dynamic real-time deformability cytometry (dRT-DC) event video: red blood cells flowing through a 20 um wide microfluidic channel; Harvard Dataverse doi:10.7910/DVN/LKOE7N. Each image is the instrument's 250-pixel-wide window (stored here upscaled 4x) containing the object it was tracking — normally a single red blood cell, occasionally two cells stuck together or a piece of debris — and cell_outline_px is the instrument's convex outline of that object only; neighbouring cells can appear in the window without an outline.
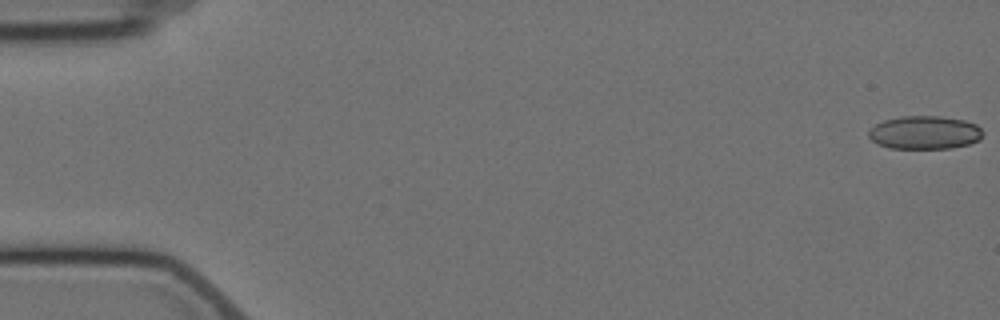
{"species": "Egyptian fruit bat (a non-hibernating species)", "species_latin": "Rousettus aegyptiacus", "temperature_condition": "cold", "stored_images_in_passage": 6, "segment_of_instrument_passage": [1, 2], "camera_frame_rate_fps": 3000, "um_per_image_px": 0.085, "animal": {"sex": "female"}, "frame": {"image": 1, "passage_image": 1, "time_ms": 0.0, "image_size_px": [1000, 320], "cell_outline_px": [[984, 132], [980, 140], [968, 144], [952, 148], [888, 148], [872, 140], [868, 136], [868, 128], [884, 120], [900, 116], [940, 116], [964, 120], [976, 124]], "centroid_in_image_um": [78.6, 11.26], "position_along_channel_um": 6.4, "area_um2": 22.25}}
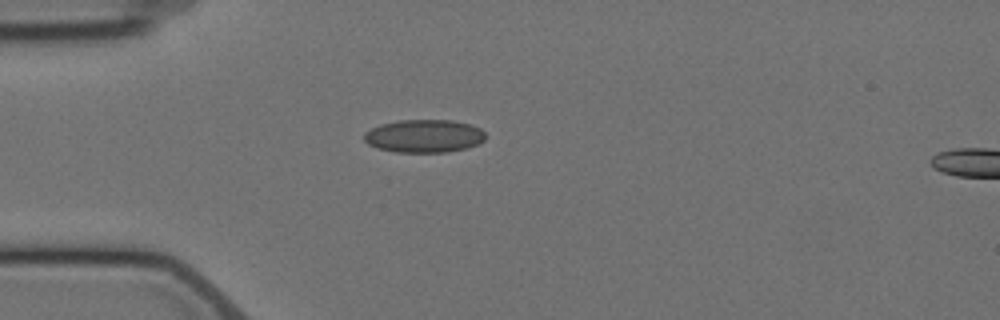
{"frame": {"image": 2, "passage_image": 5, "time_ms": 5.0, "image_size_px": [1000, 320], "cell_outline_px": [[484, 140], [468, 148], [448, 152], [396, 152], [376, 148], [368, 144], [364, 140], [364, 132], [380, 124], [400, 120], [452, 120], [472, 124], [480, 128], [484, 132]], "centroid_in_image_um": [36.04, 11.56], "position_along_channel_um": 49.0, "area_um2": 23.47}}